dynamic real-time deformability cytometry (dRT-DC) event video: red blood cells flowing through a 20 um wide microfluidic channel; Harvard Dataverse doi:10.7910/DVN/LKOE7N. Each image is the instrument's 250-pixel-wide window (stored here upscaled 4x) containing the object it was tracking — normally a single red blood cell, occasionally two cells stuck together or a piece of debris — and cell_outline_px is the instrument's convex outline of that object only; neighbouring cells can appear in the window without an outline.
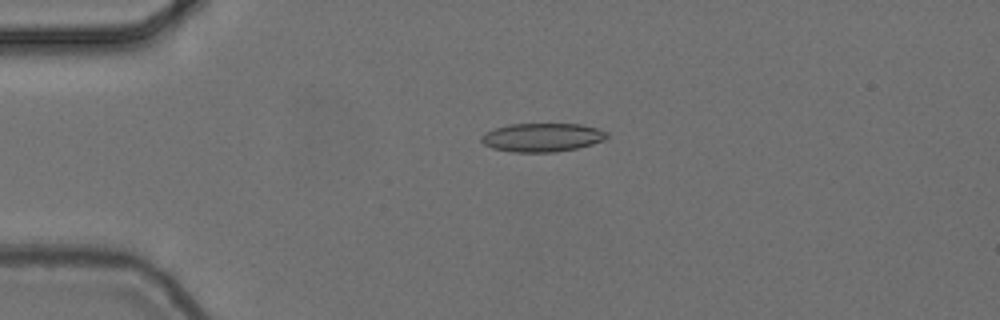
{"species": "common noctule bat (a hibernating species)", "species_latin": "Nyctalus noctula", "temperature_condition": "cold", "stored_images_in_passage": 48, "camera_frame_rate_fps": 3000, "um_per_image_px": 0.085, "animal": {"sex": "female", "body_mass_g": 24.6, "forearm_length_mm": 56.2}, "frame": {"image": 1, "passage_image": 6, "time_ms": 1.667, "image_size_px": [1000, 320], "cell_outline_px": [[608, 136], [604, 140], [592, 144], [576, 148], [556, 152], [512, 152], [492, 148], [484, 144], [480, 140], [480, 136], [484, 132], [508, 124], [580, 124], [600, 128], [608, 132]], "centroid_in_image_um": [46.08, 11.67], "position_along_channel_um": 38.9, "area_um2": 21.1}}
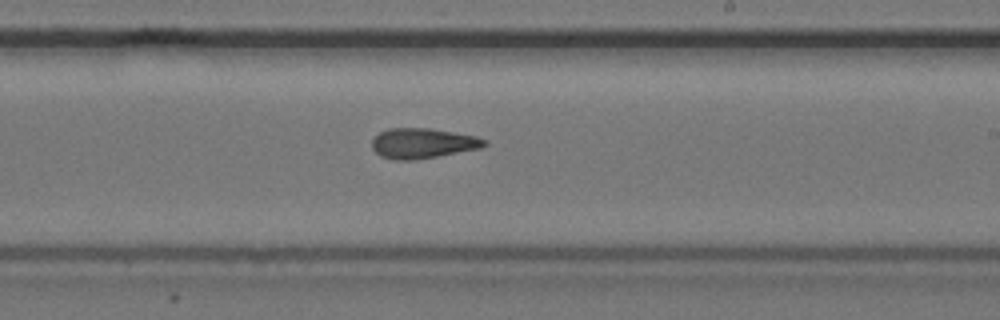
{"frame": {"image": 2, "passage_image": 26, "time_ms": 8.333, "image_size_px": [1000, 320], "cell_outline_px": [[488, 144], [480, 148], [436, 156], [412, 160], [396, 160], [380, 156], [372, 148], [372, 140], [380, 132], [388, 128], [428, 128], [476, 136], [488, 140]], "centroid_in_image_um": [35.92, 12.17], "position_along_channel_um": 253.1, "area_um2": 19.59}}
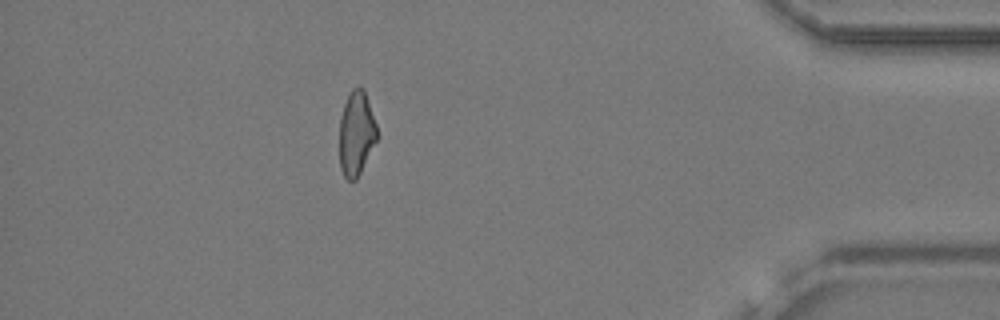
{"frame": {"image": 3, "passage_image": 42, "time_ms": 13.667, "image_size_px": [1000, 320], "cell_outline_px": [[376, 140], [356, 180], [348, 180], [344, 176], [340, 168], [340, 116], [348, 92], [352, 88], [364, 88], [376, 124]], "centroid_in_image_um": [30.26, 11.31], "position_along_channel_um": 404.9, "area_um2": 18.21}, "authors_computed_cell_mechanics": {"area_um2": 19.7965, "velocity_mm_per_s": 3.7262, "shape_relaxation_time_tau1_ms": 7.2254, "shape_relaxation_time_tau2_ms": 3.7937, "deformation_change_tau1": 0.2058, "deformation_change_tau2": 0.1416}}